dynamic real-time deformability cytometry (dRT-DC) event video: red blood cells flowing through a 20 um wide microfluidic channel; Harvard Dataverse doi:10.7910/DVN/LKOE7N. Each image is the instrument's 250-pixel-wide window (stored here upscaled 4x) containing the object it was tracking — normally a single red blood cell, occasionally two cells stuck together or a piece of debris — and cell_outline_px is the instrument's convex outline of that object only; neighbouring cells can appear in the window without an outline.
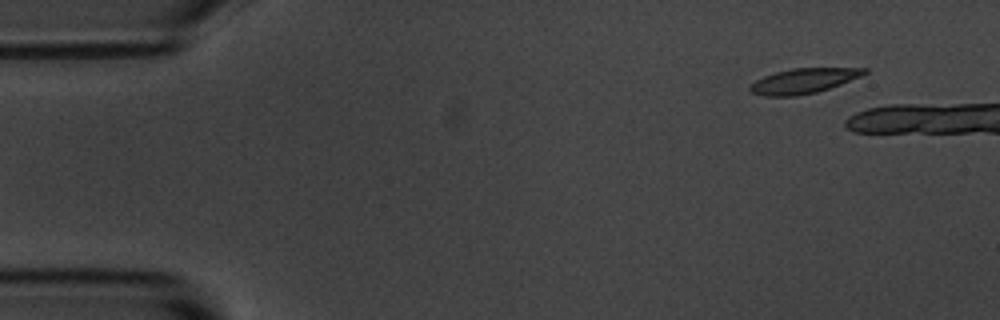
{"species": "common noctule bat (a hibernating species)", "species_latin": "Nyctalus noctula", "temperature_condition": "room temperature", "stored_images_in_passage": 4, "camera_frame_rate_fps": 3000, "um_per_image_px": 0.085, "animal": {"sex": "male", "body_mass_g": 20.1, "forearm_length_mm": 53.5}, "frame": {"image": 1, "passage_image": 2, "time_ms": 1.0, "image_size_px": [1000, 320], "cell_outline_px": [[868, 72], [860, 76], [840, 84], [816, 92], [796, 96], [764, 96], [752, 92], [748, 88], [756, 80], [764, 76], [776, 72], [792, 68], [868, 68]], "centroid_in_image_um": [68.29, 6.87], "position_along_channel_um": 16.7, "area_um2": 16.42}}